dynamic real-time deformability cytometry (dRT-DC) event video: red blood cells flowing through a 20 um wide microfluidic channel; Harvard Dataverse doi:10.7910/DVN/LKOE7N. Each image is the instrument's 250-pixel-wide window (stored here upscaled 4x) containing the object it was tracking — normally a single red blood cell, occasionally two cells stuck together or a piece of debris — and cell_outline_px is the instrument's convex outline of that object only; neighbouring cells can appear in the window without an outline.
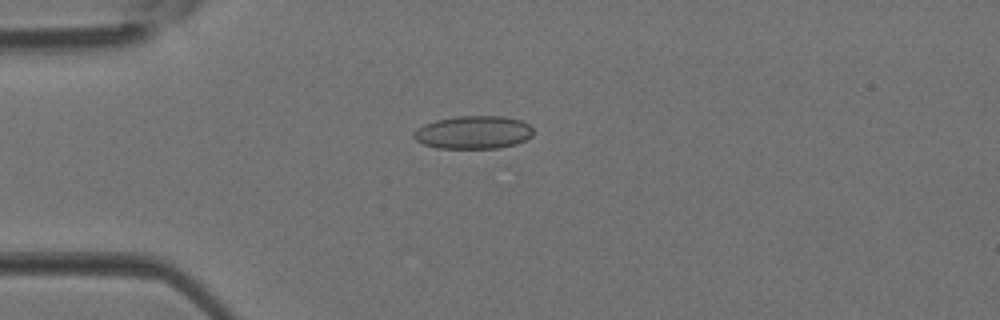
{"species": "Egyptian fruit bat (a non-hibernating species)", "species_latin": "Rousettus aegyptiacus", "temperature_condition": "room temperature", "stored_images_in_passage": 3, "camera_frame_rate_fps": 3000, "um_per_image_px": 0.085, "animal": {"sex": "female"}, "frame": {"image": 1, "passage_image": 2, "time_ms": 0.333, "image_size_px": [1000, 320], "cell_outline_px": [[532, 136], [516, 144], [500, 148], [436, 148], [424, 144], [416, 140], [412, 136], [416, 128], [424, 124], [436, 120], [456, 116], [504, 116], [520, 120], [528, 124], [532, 128]], "centroid_in_image_um": [40.22, 11.25], "position_along_channel_um": 44.8, "area_um2": 23.06}}